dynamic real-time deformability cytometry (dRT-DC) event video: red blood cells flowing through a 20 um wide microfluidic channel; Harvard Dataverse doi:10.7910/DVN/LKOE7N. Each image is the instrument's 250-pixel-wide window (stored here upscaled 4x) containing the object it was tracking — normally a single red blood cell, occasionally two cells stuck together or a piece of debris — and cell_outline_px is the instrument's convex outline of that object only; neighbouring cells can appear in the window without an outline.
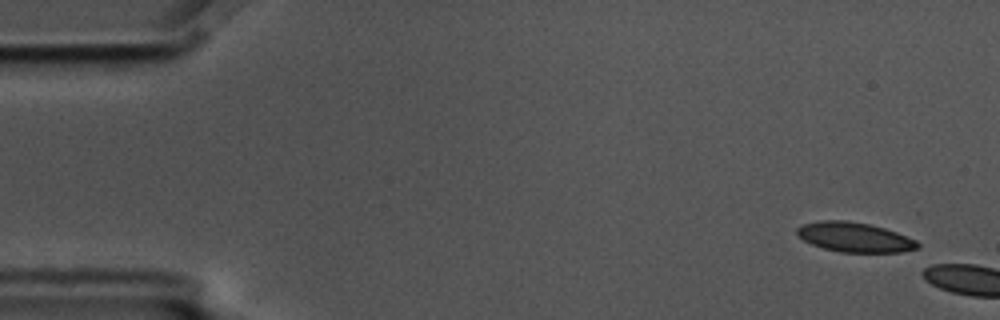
{"species": "common noctule bat (a hibernating species)", "species_latin": "Nyctalus noctula", "temperature_condition": "cold", "stored_images_in_passage": 2, "camera_frame_rate_fps": 3000, "um_per_image_px": 0.085, "animal": {"sex": "male", "body_mass_g": 17.5, "forearm_length_mm": 52.3}, "frame": {"image": 1, "passage_image": 1, "time_ms": 0.0, "image_size_px": [1000, 320], "cell_outline_px": [[920, 248], [900, 252], [840, 252], [824, 248], [812, 244], [804, 240], [796, 232], [796, 228], [800, 224], [820, 220], [848, 220], [868, 224], [884, 228], [896, 232], [916, 240], [920, 244]], "centroid_in_image_um": [72.63, 20.15], "position_along_channel_um": 12.4, "area_um2": 20.87}}